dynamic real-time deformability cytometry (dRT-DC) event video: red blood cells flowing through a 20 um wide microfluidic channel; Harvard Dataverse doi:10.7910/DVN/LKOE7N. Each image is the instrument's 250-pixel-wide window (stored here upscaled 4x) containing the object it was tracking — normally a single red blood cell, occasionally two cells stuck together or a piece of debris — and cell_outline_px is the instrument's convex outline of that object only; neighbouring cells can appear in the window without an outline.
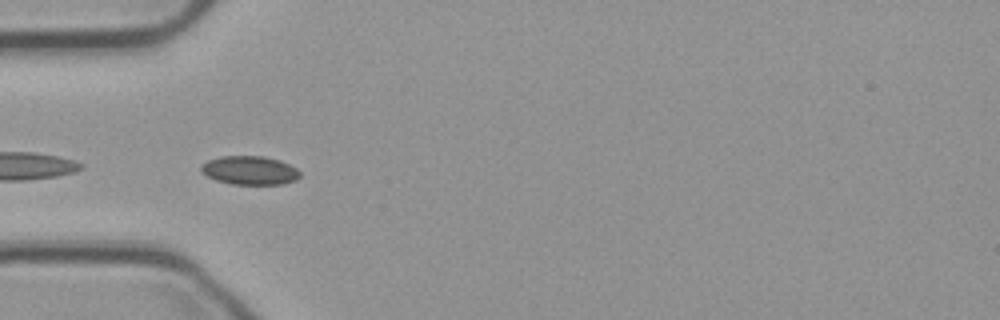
{"species": "common noctule bat (a hibernating species)", "species_latin": "Nyctalus noctula", "temperature_condition": "cold", "stored_images_in_passage": 29, "camera_frame_rate_fps": 3000, "um_per_image_px": 0.085, "animal": {"sex": "male", "body_mass_g": 23.1, "forearm_length_mm": 52.7}, "frame": {"image": 1, "passage_image": 17, "time_ms": 5.333, "image_size_px": [1000, 320], "cell_outline_px": [[300, 176], [296, 180], [284, 184], [232, 184], [216, 180], [200, 172], [200, 164], [208, 160], [220, 156], [264, 156], [280, 160], [296, 168], [300, 172]], "centroid_in_image_um": [21.21, 14.47], "position_along_channel_um": 63.8, "area_um2": 16.65}}
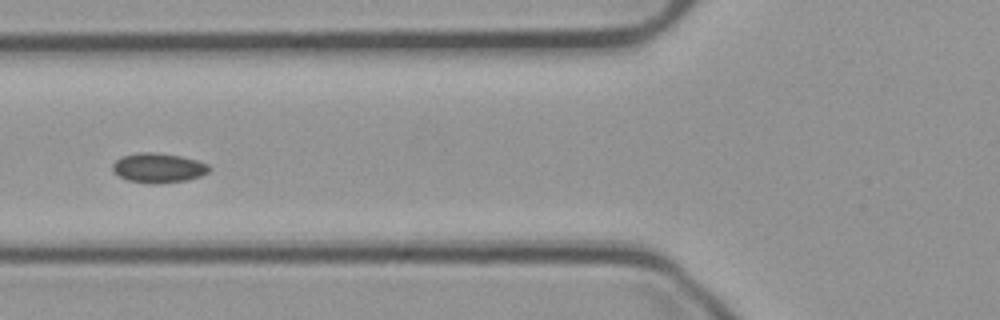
{"frame": {"image": 2, "passage_image": 21, "time_ms": 6.667, "image_size_px": [1000, 320], "cell_outline_px": [[212, 168], [208, 172], [200, 176], [188, 180], [156, 184], [152, 184], [128, 180], [112, 172], [112, 164], [120, 156], [140, 152], [152, 152], [180, 156], [196, 160], [208, 164]], "centroid_in_image_um": [13.45, 14.27], "position_along_channel_um": 112.4, "area_um2": 16.76}}